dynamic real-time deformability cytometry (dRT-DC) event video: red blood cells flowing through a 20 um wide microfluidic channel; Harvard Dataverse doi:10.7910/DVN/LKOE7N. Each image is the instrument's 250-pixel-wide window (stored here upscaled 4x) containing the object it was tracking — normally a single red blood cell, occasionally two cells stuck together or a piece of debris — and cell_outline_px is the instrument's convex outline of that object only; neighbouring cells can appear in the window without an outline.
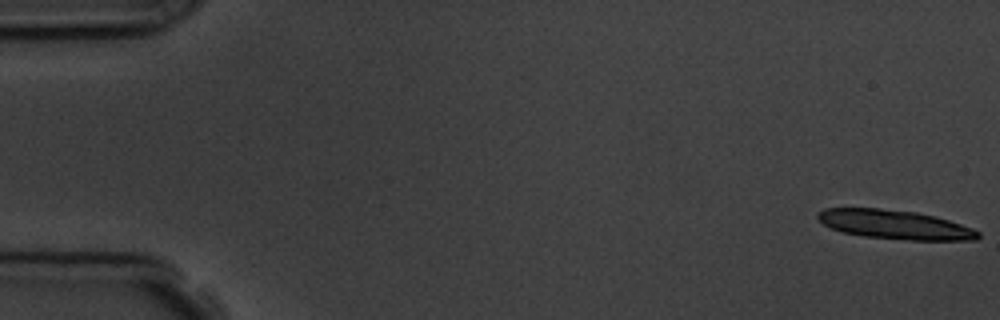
{"species": "common noctule bat (a hibernating species)", "species_latin": "Nyctalus noctula", "temperature_condition": "room temperature", "stored_images_in_passage": 11, "camera_frame_rate_fps": 3000, "um_per_image_px": 0.085, "animal": {"sex": "male", "body_mass_g": 19.5, "forearm_length_mm": 54.6}, "frame": {"image": 1, "passage_image": 1, "time_ms": 0.0, "image_size_px": [1000, 320], "cell_outline_px": [[980, 236], [976, 240], [908, 240], [864, 236], [840, 232], [824, 224], [816, 216], [824, 208], [880, 208], [916, 212], [948, 220], [972, 228], [980, 232]], "centroid_in_image_um": [76.06, 19.09], "position_along_channel_um": 8.9, "area_um2": 26.99}}
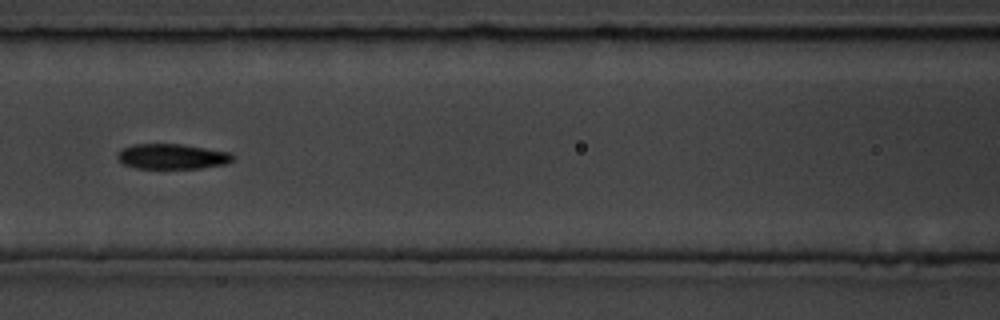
{"frame": {"image": 2, "passage_image": 8, "time_ms": 8.0, "image_size_px": [1000, 320], "cell_outline_px": [[236, 156], [228, 164], [200, 168], [136, 168], [124, 164], [116, 160], [116, 152], [132, 144], [180, 144], [232, 152]], "centroid_in_image_um": [14.64, 13.3], "position_along_channel_um": 152.0, "area_um2": 17.17}}
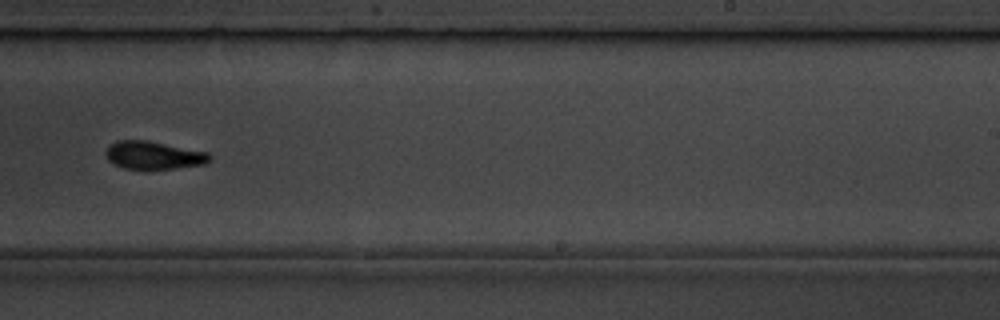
{"frame": {"image": 3, "passage_image": 11, "time_ms": 11.333, "image_size_px": [1000, 320], "cell_outline_px": [[212, 160], [204, 164], [148, 172], [144, 172], [124, 168], [112, 164], [108, 160], [104, 152], [108, 144], [116, 140], [148, 140], [208, 152], [212, 156]], "centroid_in_image_um": [13.01, 13.23], "position_along_channel_um": 276.0, "area_um2": 17.86}}